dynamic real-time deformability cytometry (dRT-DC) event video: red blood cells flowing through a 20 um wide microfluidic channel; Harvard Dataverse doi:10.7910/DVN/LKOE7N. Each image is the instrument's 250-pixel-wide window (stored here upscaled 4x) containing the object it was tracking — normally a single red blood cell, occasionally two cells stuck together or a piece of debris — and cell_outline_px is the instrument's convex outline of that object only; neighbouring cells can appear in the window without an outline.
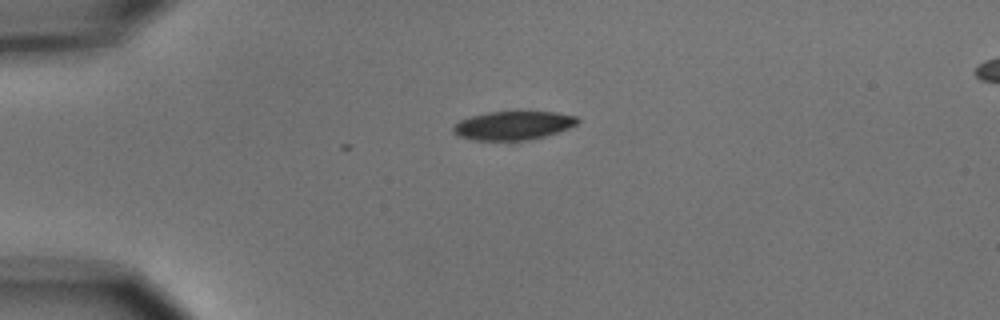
{"species": "common noctule bat (a hibernating species)", "species_latin": "Nyctalus noctula", "temperature_condition": "cold", "stored_images_in_passage": 3, "camera_frame_rate_fps": 3000, "um_per_image_px": 0.085, "animal": {"sex": "male", "body_mass_g": 15.6}, "frame": {"image": 1, "passage_image": 1, "time_ms": 0.0, "image_size_px": [1000, 320], "cell_outline_px": [[580, 120], [576, 124], [568, 128], [544, 136], [528, 140], [476, 140], [460, 136], [452, 132], [452, 128], [460, 120], [472, 116], [488, 112], [556, 112], [576, 116]], "centroid_in_image_um": [43.62, 10.66], "position_along_channel_um": 41.4, "area_um2": 20.46}}
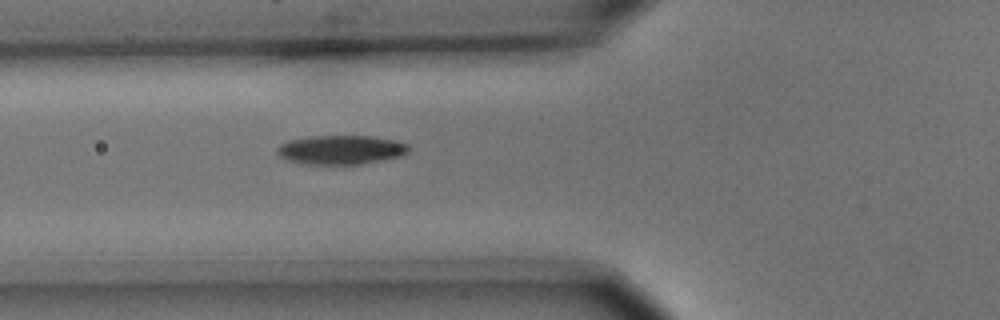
{"frame": {"image": 2, "passage_image": 3, "time_ms": 2.333, "image_size_px": [1000, 320], "cell_outline_px": [[412, 148], [408, 152], [400, 156], [384, 160], [360, 164], [308, 164], [288, 160], [280, 156], [276, 152], [276, 148], [280, 144], [288, 140], [308, 136], [372, 136], [396, 140], [408, 144]], "centroid_in_image_um": [29.0, 12.72], "position_along_channel_um": 96.8, "area_um2": 22.48}}